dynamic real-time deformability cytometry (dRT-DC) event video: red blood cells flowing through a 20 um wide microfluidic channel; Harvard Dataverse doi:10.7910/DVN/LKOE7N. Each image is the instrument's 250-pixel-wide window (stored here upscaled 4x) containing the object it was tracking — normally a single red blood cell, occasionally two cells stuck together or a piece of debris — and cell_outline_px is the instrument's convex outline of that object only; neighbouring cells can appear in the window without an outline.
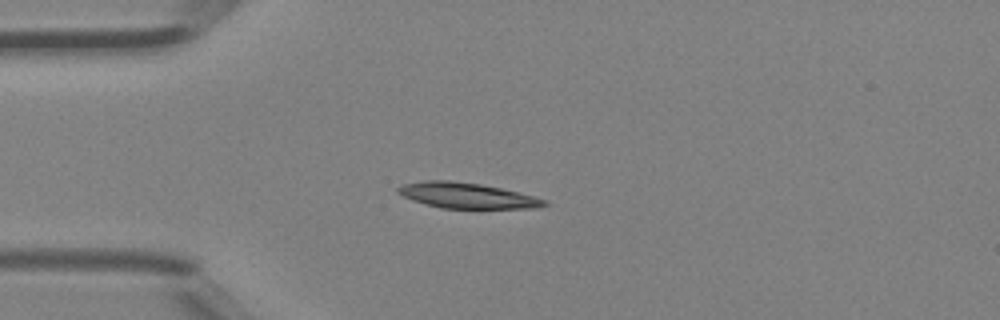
{"species": "Egyptian fruit bat (a non-hibernating species)", "species_latin": "Rousettus aegyptiacus", "temperature_condition": "room temperature", "stored_images_in_passage": 3, "camera_frame_rate_fps": 3000, "um_per_image_px": 0.085, "animal": {"sex": "female"}, "frame": {"image": 1, "passage_image": 3, "time_ms": 0.667, "image_size_px": [1000, 320], "cell_outline_px": [[548, 204], [540, 208], [440, 208], [412, 200], [396, 192], [396, 188], [400, 184], [424, 180], [452, 180], [480, 184], [500, 188], [548, 200]], "centroid_in_image_um": [39.64, 16.61], "position_along_channel_um": 45.4, "area_um2": 21.79}}